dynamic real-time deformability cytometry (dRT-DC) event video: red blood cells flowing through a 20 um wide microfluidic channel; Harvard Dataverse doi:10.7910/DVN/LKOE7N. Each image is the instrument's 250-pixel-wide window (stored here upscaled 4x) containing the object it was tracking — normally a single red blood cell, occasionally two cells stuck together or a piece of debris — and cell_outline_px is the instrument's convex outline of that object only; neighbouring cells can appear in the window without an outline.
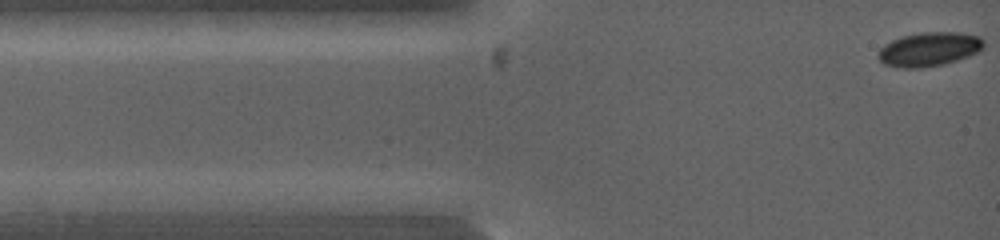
{"species": "common noctule bat (a hibernating species)", "species_latin": "Nyctalus noctula", "temperature_condition": "warm", "stored_images_in_passage": 6, "camera_frame_rate_fps": 5000, "um_per_image_px": 0.085, "animal": {"sex": "female", "body_mass_g": 19.0, "forearm_length_mm": 53.3}, "frame": {"image": 1, "passage_image": 1, "time_ms": 0.0, "image_size_px": [1000, 240], "cell_outline_px": [[984, 48], [968, 56], [944, 64], [920, 68], [896, 68], [884, 64], [880, 60], [880, 48], [884, 44], [892, 40], [904, 36], [920, 32], [960, 32], [980, 36], [984, 40]], "centroid_in_image_um": [79.0, 4.18], "position_along_channel_um": 6.0, "area_um2": 20.92}}